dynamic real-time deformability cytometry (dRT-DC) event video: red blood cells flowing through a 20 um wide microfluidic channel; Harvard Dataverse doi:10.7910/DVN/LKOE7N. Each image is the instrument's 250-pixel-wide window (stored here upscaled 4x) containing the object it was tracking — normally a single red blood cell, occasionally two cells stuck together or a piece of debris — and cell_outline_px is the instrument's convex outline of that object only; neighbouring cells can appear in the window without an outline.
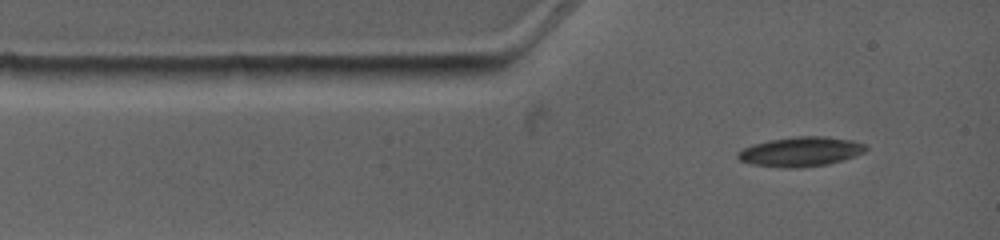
{"species": "common noctule bat (a hibernating species)", "species_latin": "Nyctalus noctula", "temperature_condition": "warm", "stored_images_in_passage": 6, "camera_frame_rate_fps": 4500, "um_per_image_px": 0.085, "animal": {"sex": "female", "body_mass_g": 19.0, "forearm_length_mm": 53.3}, "frame": {"image": 1, "passage_image": 1, "time_ms": 0.0, "image_size_px": [1000, 240], "cell_outline_px": [[868, 148], [864, 152], [828, 164], [792, 168], [780, 168], [752, 164], [740, 160], [736, 156], [736, 152], [752, 144], [768, 140], [796, 136], [824, 136], [852, 140], [864, 144]], "centroid_in_image_um": [68.0, 12.88], "position_along_channel_um": 17.0, "area_um2": 21.96}}
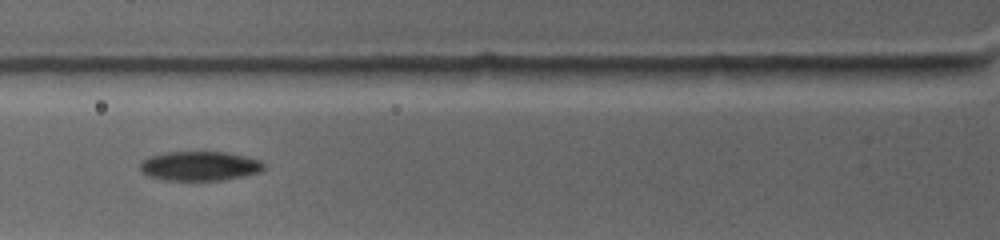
{"frame": {"image": 2, "passage_image": 4, "time_ms": 2.889, "image_size_px": [1000, 240], "cell_outline_px": [[264, 168], [260, 172], [244, 176], [220, 180], [164, 180], [148, 176], [140, 172], [140, 160], [148, 156], [168, 152], [228, 152], [260, 160], [264, 164]], "centroid_in_image_um": [16.93, 14.11], "position_along_channel_um": 108.9, "area_um2": 21.33}}
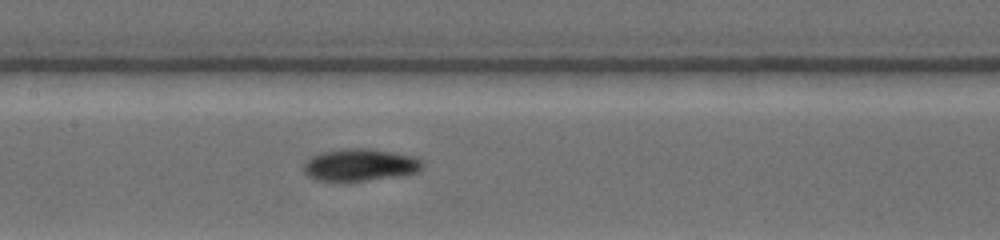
{"frame": {"image": 3, "passage_image": 6, "time_ms": 4.667, "image_size_px": [1000, 240], "cell_outline_px": [[424, 168], [416, 172], [392, 176], [364, 180], [316, 180], [308, 176], [304, 172], [304, 160], [320, 152], [344, 148], [368, 148], [396, 152], [416, 156], [424, 160]], "centroid_in_image_um": [30.62, 13.98], "position_along_channel_um": 176.8, "area_um2": 22.31}}